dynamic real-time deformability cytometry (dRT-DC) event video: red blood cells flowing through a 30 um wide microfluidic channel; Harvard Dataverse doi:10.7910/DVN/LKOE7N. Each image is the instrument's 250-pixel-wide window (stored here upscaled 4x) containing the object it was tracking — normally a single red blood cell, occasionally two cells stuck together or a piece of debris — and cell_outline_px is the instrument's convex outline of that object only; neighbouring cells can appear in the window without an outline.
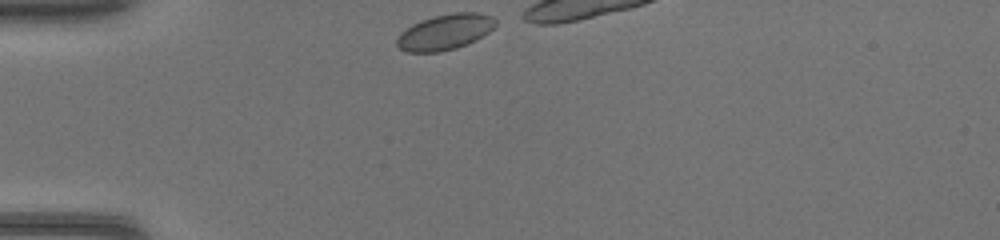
{"species": "common noctule bat (a hibernating species)", "species_latin": "Nyctalus noctula", "temperature_condition": "warm", "stored_images_in_passage": 9, "camera_frame_rate_fps": 3000, "um_per_image_px": 0.085, "animal": {"sex": "female", "body_mass_g": 17.0, "forearm_length_mm": 48.0}, "frame": {"image": 1, "passage_image": 1, "time_ms": 0.0, "image_size_px": [1000, 240], "cell_outline_px": [[496, 24], [488, 32], [476, 40], [456, 48], [440, 52], [408, 52], [400, 48], [396, 44], [396, 40], [400, 32], [412, 24], [420, 20], [432, 16], [452, 12], [476, 12], [492, 16], [496, 20]], "centroid_in_image_um": [37.81, 2.71], "position_along_channel_um": 47.2, "area_um2": 20.58}}
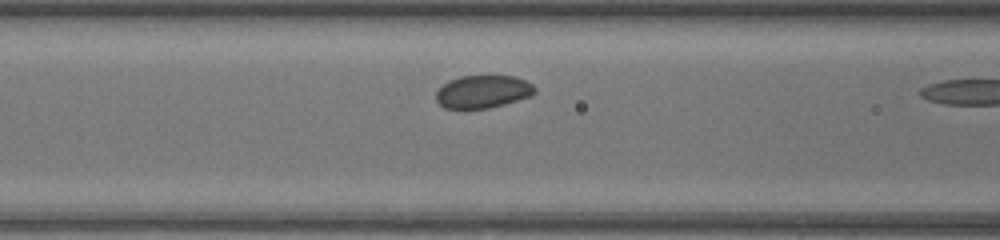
{"frame": {"image": 2, "passage_image": 8, "time_ms": 2.333, "image_size_px": [1000, 240], "cell_outline_px": [[536, 92], [532, 96], [504, 104], [488, 108], [464, 112], [444, 108], [436, 100], [436, 92], [444, 84], [460, 76], [516, 76], [532, 84], [536, 88]], "centroid_in_image_um": [41.03, 7.84], "position_along_channel_um": 125.6, "area_um2": 19.36}}